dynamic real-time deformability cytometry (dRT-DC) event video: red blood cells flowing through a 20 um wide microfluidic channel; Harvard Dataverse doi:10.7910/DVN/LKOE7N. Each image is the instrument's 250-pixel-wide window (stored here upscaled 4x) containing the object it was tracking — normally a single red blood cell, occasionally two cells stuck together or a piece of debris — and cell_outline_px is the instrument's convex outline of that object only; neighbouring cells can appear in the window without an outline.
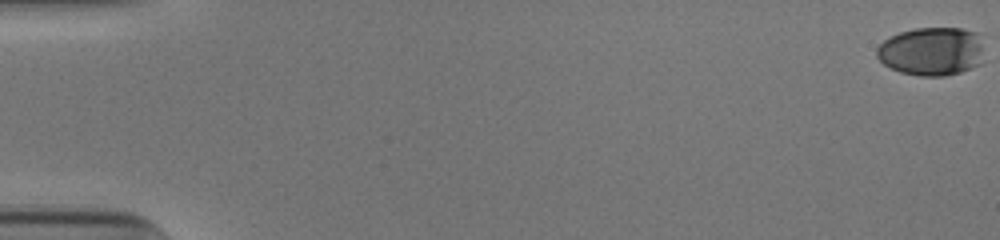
{"species": "human", "species_latin": "Homo sapiens", "temperature_condition": "cold", "stored_images_in_passage": 49, "camera_frame_rate_fps": 3000, "um_per_image_px": 0.085, "donor": {"sex": "male"}, "frame": {"image": 1, "passage_image": 1, "time_ms": 0.0, "image_size_px": [1000, 240], "cell_outline_px": [[980, 64], [960, 72], [944, 76], [920, 76], [900, 72], [884, 64], [876, 56], [876, 48], [884, 40], [900, 32], [916, 28], [960, 28], [976, 32], [980, 44]], "centroid_in_image_um": [79.13, 4.37], "position_along_channel_um": 5.9, "area_um2": 29.94}}
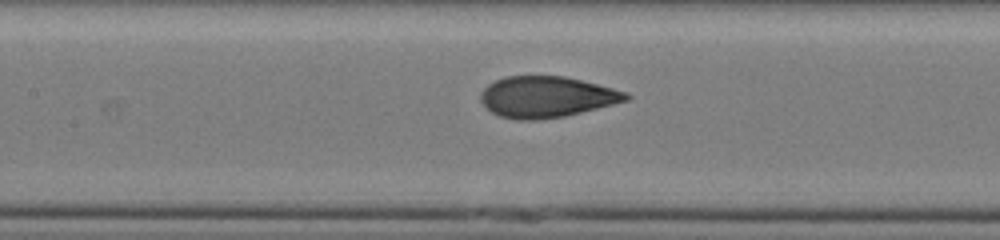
{"frame": {"image": 2, "passage_image": 27, "time_ms": 8.667, "image_size_px": [1000, 240], "cell_outline_px": [[632, 96], [628, 100], [564, 116], [536, 120], [516, 120], [500, 116], [492, 112], [480, 100], [480, 96], [484, 88], [488, 84], [504, 76], [564, 76], [628, 92]], "centroid_in_image_um": [46.44, 8.23], "position_along_channel_um": 161.0, "area_um2": 34.51}}
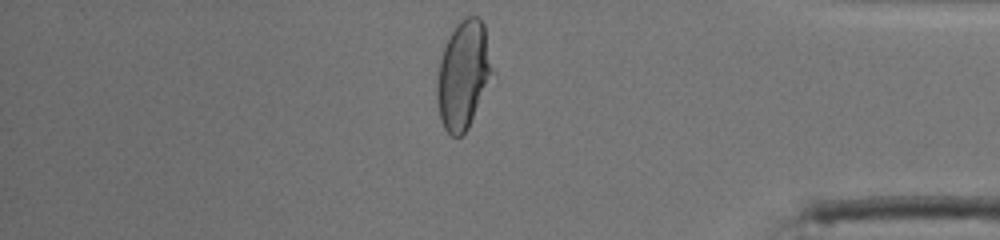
{"frame": {"image": 3, "passage_image": 47, "time_ms": 15.333, "image_size_px": [1000, 240], "cell_outline_px": [[492, 72], [468, 128], [460, 136], [452, 136], [444, 128], [440, 120], [436, 96], [436, 84], [440, 60], [448, 36], [456, 24], [460, 20], [468, 16], [480, 16], [484, 24], [492, 68]], "centroid_in_image_um": [39.34, 6.33], "position_along_channel_um": 395.9, "area_um2": 34.28}, "authors_computed_cell_mechanics": {"area_um2": 34.3332, "velocity_mm_per_s": 3.9034, "shape_relaxation_time_tau1_ms": 5.4097, "shape_relaxation_time_tau2_ms": null, "deformation_change_tau1": 0.2233, "deformation_change_tau2": null}}